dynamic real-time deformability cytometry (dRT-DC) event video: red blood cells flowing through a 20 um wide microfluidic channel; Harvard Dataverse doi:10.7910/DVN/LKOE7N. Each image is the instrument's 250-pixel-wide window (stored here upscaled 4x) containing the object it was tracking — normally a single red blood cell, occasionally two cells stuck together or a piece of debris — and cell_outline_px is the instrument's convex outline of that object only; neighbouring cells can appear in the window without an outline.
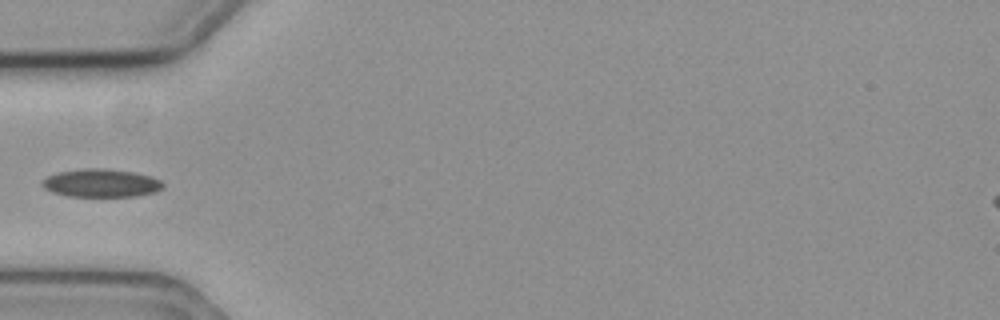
{"species": "common noctule bat (a hibernating species)", "species_latin": "Nyctalus noctula", "temperature_condition": "cold", "stored_images_in_passage": 6, "camera_frame_rate_fps": 3000, "um_per_image_px": 0.085, "animal": {"sex": "female", "body_mass_g": 19.3, "forearm_length_mm": 54.1}, "frame": {"image": 1, "passage_image": 6, "time_ms": 1.667, "image_size_px": [1000, 320], "cell_outline_px": [[164, 188], [156, 192], [136, 196], [68, 196], [52, 192], [44, 188], [40, 184], [40, 180], [56, 172], [84, 168], [104, 168], [136, 172], [152, 176], [160, 180], [164, 184]], "centroid_in_image_um": [8.6, 15.55], "position_along_channel_um": 76.4, "area_um2": 20.11}}